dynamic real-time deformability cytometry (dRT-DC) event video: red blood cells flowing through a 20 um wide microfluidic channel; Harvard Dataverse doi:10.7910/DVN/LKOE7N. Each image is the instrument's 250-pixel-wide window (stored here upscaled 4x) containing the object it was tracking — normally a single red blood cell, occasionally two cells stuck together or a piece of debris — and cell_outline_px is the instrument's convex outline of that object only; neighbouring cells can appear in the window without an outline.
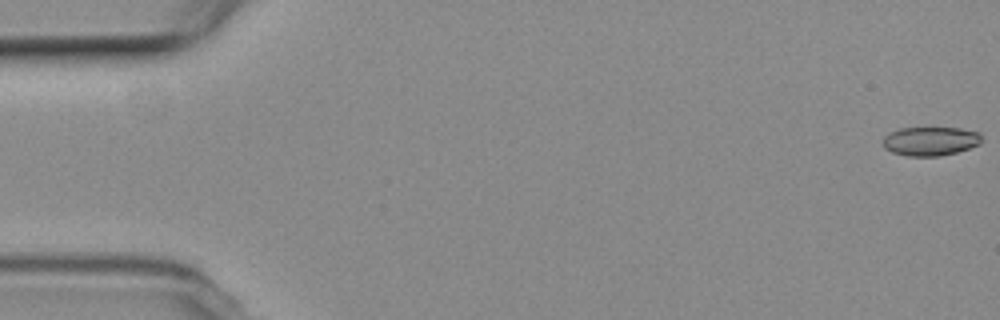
{"species": "common noctule bat (a hibernating species)", "species_latin": "Nyctalus noctula", "temperature_condition": "room temperature", "stored_images_in_passage": 4, "camera_frame_rate_fps": 3000, "um_per_image_px": 0.085, "animal": {"sex": "female", "body_mass_g": 19.3, "forearm_length_mm": 54.1}, "frame": {"image": 1, "passage_image": 1, "time_ms": 0.0, "image_size_px": [1000, 320], "cell_outline_px": [[980, 144], [956, 152], [940, 156], [908, 156], [892, 152], [884, 148], [880, 140], [884, 136], [900, 128], [960, 128], [980, 132]], "centroid_in_image_um": [79.04, 12.0], "position_along_channel_um": 6.0, "area_um2": 16.65}}
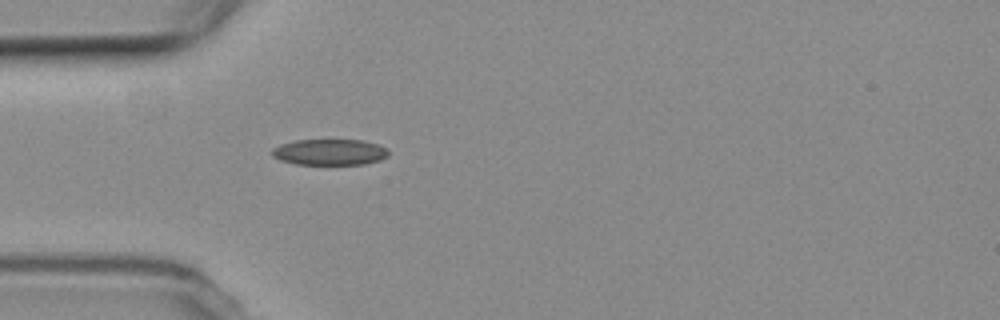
{"frame": {"image": 2, "passage_image": 4, "time_ms": 5.333, "image_size_px": [1000, 320], "cell_outline_px": [[388, 156], [380, 160], [364, 164], [296, 164], [280, 160], [272, 156], [272, 148], [280, 144], [296, 140], [360, 140], [376, 144], [384, 148], [388, 152]], "centroid_in_image_um": [27.98, 12.93], "position_along_channel_um": 57.0, "area_um2": 17.51}}